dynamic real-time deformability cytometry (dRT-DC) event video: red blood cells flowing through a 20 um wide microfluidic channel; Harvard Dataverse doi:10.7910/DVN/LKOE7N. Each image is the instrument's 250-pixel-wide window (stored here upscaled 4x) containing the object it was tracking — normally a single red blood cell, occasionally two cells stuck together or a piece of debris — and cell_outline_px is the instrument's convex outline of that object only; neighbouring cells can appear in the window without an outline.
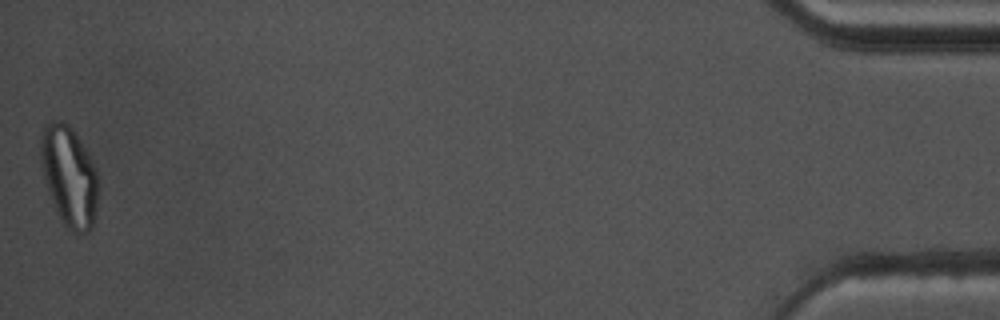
{"species": "common noctule bat (a hibernating species)", "species_latin": "Nyctalus noctula", "temperature_condition": "warm", "stored_images_in_passage": 42, "camera_frame_rate_fps": 3000, "um_per_image_px": 0.085, "animal": {"sex": "male", "body_mass_g": 17.5, "forearm_length_mm": 52.3}, "frame": {"image": 1, "passage_image": 42, "time_ms": 13.667, "image_size_px": [1000, 320], "cell_outline_px": [[100, 188], [92, 228], [88, 232], [72, 232], [60, 220], [56, 212], [48, 192], [40, 160], [40, 132], [44, 124], [48, 120], [64, 120], [76, 132], [88, 152], [96, 168]], "centroid_in_image_um": [5.88, 14.93], "position_along_channel_um": 429.3, "area_um2": 34.45}, "authors_computed_cell_mechanics": {"area_um2": 20.6924, "velocity_mm_per_s": 3.6495, "shape_relaxation_time_tau1_ms": null, "shape_relaxation_time_tau2_ms": 1.8328, "deformation_change_tau1": null, "deformation_change_tau2": 0.1043}}